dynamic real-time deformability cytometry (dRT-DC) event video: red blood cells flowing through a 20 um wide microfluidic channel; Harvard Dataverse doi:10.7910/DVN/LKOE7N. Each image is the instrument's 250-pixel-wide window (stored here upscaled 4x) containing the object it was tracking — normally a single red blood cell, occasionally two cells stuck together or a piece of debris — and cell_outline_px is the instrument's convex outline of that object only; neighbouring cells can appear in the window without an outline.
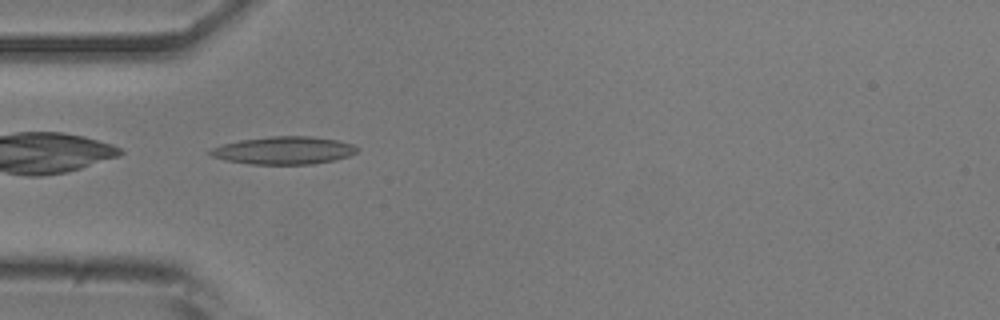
{"species": "common noctule bat (a hibernating species)", "species_latin": "Nyctalus noctula", "temperature_condition": "room temperature", "stored_images_in_passage": 37, "camera_frame_rate_fps": 3000, "um_per_image_px": 0.085, "animal": {"sex": "male", "body_mass_g": 20.5, "forearm_length_mm": 52.5}, "frame": {"image": 1, "passage_image": 1, "time_ms": 0.0, "image_size_px": [1000, 320], "cell_outline_px": [[360, 148], [356, 152], [348, 156], [332, 160], [312, 164], [252, 164], [228, 160], [212, 156], [208, 152], [212, 148], [224, 144], [240, 140], [272, 136], [308, 136], [336, 140], [352, 144]], "centroid_in_image_um": [24.14, 12.78], "position_along_channel_um": 60.9, "area_um2": 23.35}}
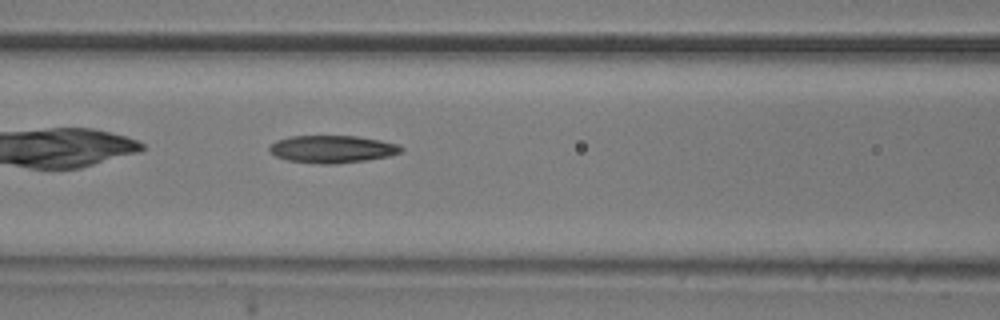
{"frame": {"image": 2, "passage_image": 7, "time_ms": 2.0, "image_size_px": [1000, 320], "cell_outline_px": [[404, 152], [388, 156], [364, 160], [336, 164], [320, 164], [288, 160], [276, 156], [268, 148], [276, 140], [288, 136], [356, 136], [380, 140], [396, 144], [404, 148]], "centroid_in_image_um": [28.25, 12.67], "position_along_channel_um": 138.4, "area_um2": 20.98}}
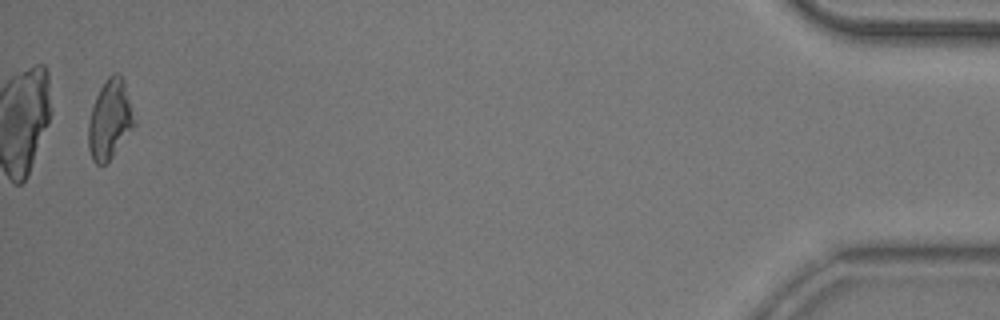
{"frame": {"image": 3, "passage_image": 36, "time_ms": 11.667, "image_size_px": [1000, 320], "cell_outline_px": [[136, 124], [112, 156], [104, 164], [96, 164], [92, 160], [88, 148], [88, 124], [92, 108], [96, 96], [104, 80], [112, 72], [116, 72], [124, 80], [136, 120]], "centroid_in_image_um": [9.34, 10.13], "position_along_channel_um": 425.9, "area_um2": 21.21}, "authors_computed_cell_mechanics": {"area_um2": 20.8658, "velocity_mm_per_s": 3.9057, "shape_relaxation_time_tau1_ms": 5.5637, "shape_relaxation_time_tau2_ms": 5.1068, "deformation_change_tau1": 0.1851, "deformation_change_tau2": 0.1552}}